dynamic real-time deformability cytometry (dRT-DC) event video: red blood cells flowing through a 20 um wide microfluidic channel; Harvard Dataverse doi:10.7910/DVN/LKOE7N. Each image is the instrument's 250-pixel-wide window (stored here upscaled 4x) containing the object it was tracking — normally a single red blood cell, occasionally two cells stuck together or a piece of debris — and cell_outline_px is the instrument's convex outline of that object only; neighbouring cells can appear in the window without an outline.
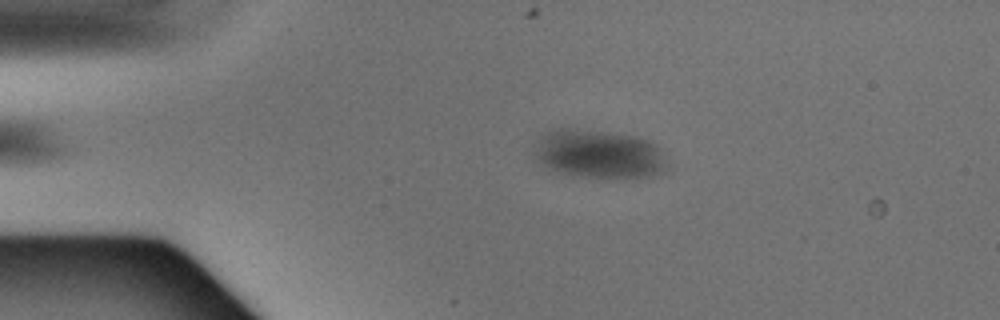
{"species": "Egyptian fruit bat (a non-hibernating species)", "species_latin": "Rousettus aegyptiacus", "temperature_condition": "warm", "stored_images_in_passage": 40, "camera_frame_rate_fps": 3000, "um_per_image_px": 0.085, "animal": {"sex": "male"}, "frame": {"image": 1, "passage_image": 9, "time_ms": 2.667, "image_size_px": [1000, 320], "cell_outline_px": [[668, 160], [664, 172], [652, 176], [584, 176], [556, 172], [548, 168], [536, 160], [536, 144], [540, 136], [544, 132], [556, 128], [572, 128], [608, 132], [636, 136], [648, 140], [656, 144]], "centroid_in_image_um": [50.91, 13.06], "position_along_channel_um": 34.1, "area_um2": 37.34}}
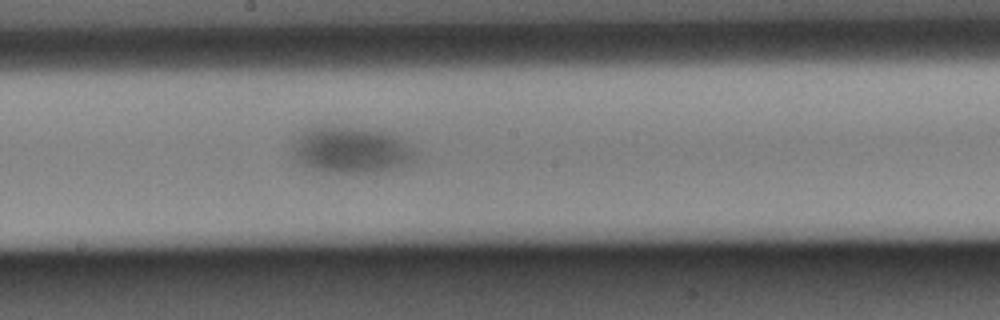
{"frame": {"image": 2, "passage_image": 25, "time_ms": 8.0, "image_size_px": [1000, 320], "cell_outline_px": [[416, 160], [408, 164], [384, 172], [352, 176], [320, 172], [296, 164], [288, 156], [292, 144], [308, 128], [348, 128], [380, 132], [392, 136], [400, 140], [416, 152]], "centroid_in_image_um": [29.74, 12.88], "position_along_channel_um": 218.5, "area_um2": 33.76}}
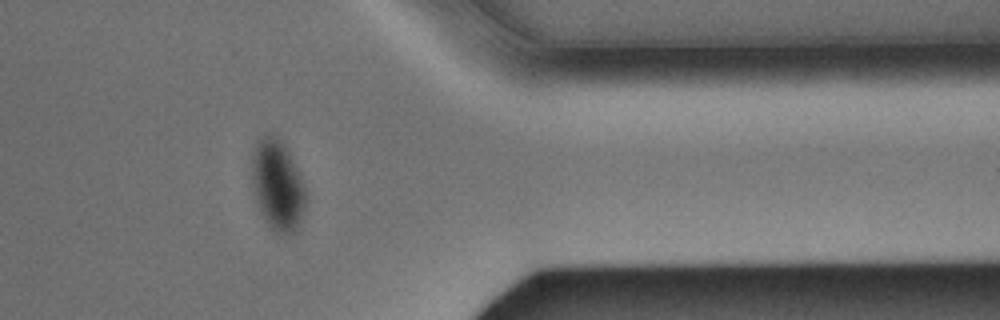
{"frame": {"image": 3, "passage_image": 38, "time_ms": 12.333, "image_size_px": [1000, 320], "cell_outline_px": [[308, 200], [304, 212], [296, 228], [292, 232], [276, 232], [264, 220], [256, 200], [252, 184], [252, 152], [256, 140], [264, 132], [272, 132], [284, 144], [300, 176]], "centroid_in_image_um": [23.56, 15.67], "position_along_channel_um": 387.8, "area_um2": 28.38}}